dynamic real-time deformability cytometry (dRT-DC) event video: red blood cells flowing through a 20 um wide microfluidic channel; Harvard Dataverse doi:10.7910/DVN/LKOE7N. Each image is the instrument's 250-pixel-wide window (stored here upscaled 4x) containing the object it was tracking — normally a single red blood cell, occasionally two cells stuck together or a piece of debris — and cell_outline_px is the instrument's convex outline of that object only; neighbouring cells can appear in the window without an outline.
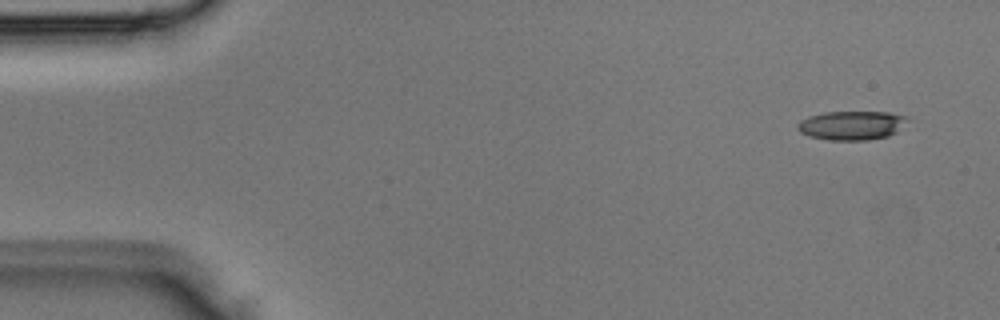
{"species": "Egyptian fruit bat (a non-hibernating species)", "species_latin": "Rousettus aegyptiacus", "temperature_condition": "room temperature", "stored_images_in_passage": 3, "camera_frame_rate_fps": 3000, "um_per_image_px": 0.085, "animal": {"sex": "male"}, "frame": {"image": 1, "passage_image": 1, "time_ms": 0.0, "image_size_px": [1000, 320], "cell_outline_px": [[908, 116], [896, 132], [888, 136], [868, 140], [828, 140], [808, 136], [800, 132], [796, 128], [796, 124], [800, 120], [808, 116], [824, 112], [888, 112]], "centroid_in_image_um": [72.32, 10.66], "position_along_channel_um": 12.7, "area_um2": 18.55}}